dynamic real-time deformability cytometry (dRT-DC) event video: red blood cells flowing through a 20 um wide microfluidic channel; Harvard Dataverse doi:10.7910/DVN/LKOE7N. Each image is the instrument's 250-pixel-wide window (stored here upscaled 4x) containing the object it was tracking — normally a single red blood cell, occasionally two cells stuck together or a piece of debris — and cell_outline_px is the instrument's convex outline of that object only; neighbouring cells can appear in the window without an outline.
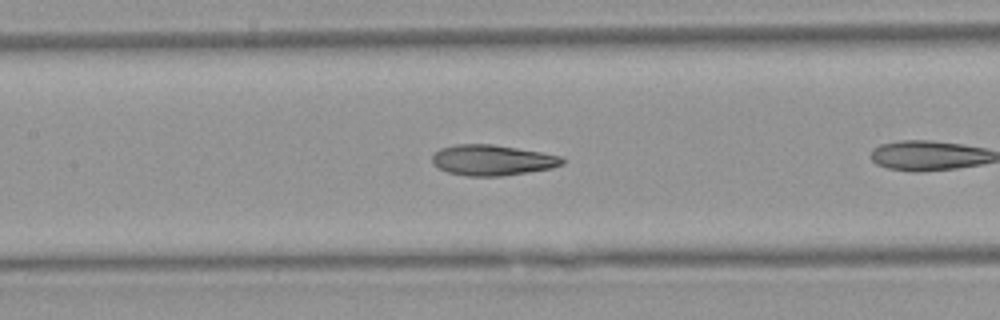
{"species": "Egyptian fruit bat (a non-hibernating species)", "species_latin": "Rousettus aegyptiacus", "temperature_condition": "warm", "stored_images_in_passage": 6, "camera_frame_rate_fps": 3000, "um_per_image_px": 0.085, "animal": {"sex": "female"}, "frame": {"image": 1, "passage_image": 5, "time_ms": 1.333, "image_size_px": [1000, 320], "cell_outline_px": [[564, 164], [552, 168], [504, 176], [468, 176], [448, 172], [432, 164], [432, 156], [440, 148], [456, 144], [492, 144], [540, 152], [560, 156], [564, 160]], "centroid_in_image_um": [41.84, 13.61], "position_along_channel_um": 165.6, "area_um2": 23.12}}